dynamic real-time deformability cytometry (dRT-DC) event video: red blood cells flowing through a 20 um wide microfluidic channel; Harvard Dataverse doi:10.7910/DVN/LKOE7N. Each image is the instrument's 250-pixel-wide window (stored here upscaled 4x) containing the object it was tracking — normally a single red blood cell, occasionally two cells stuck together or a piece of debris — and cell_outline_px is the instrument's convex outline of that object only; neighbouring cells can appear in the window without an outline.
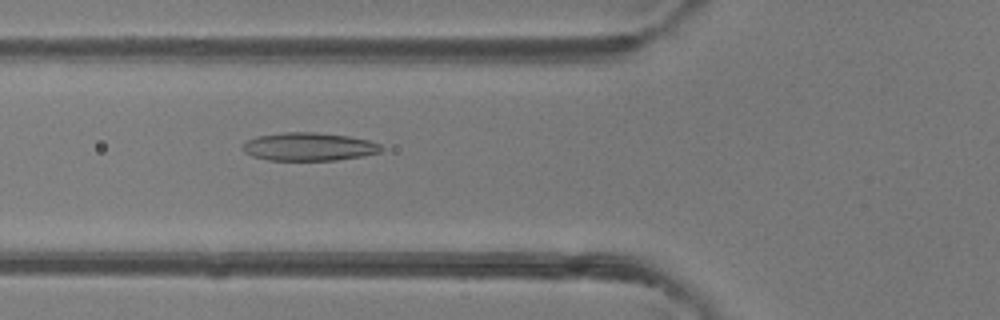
{"species": "common noctule bat (a hibernating species)", "species_latin": "Nyctalus noctula", "temperature_condition": "room temperature", "stored_images_in_passage": 3, "camera_frame_rate_fps": 3000, "um_per_image_px": 0.085, "animal": {"sex": "female"}, "frame": {"image": 1, "passage_image": 3, "time_ms": 0.667, "image_size_px": [1000, 320], "cell_outline_px": [[384, 148], [380, 152], [364, 156], [336, 160], [268, 160], [252, 156], [244, 152], [240, 148], [244, 140], [256, 136], [284, 132], [316, 132], [348, 136], [368, 140], [380, 144]], "centroid_in_image_um": [26.21, 12.46], "position_along_channel_um": 99.6, "area_um2": 23.0}}